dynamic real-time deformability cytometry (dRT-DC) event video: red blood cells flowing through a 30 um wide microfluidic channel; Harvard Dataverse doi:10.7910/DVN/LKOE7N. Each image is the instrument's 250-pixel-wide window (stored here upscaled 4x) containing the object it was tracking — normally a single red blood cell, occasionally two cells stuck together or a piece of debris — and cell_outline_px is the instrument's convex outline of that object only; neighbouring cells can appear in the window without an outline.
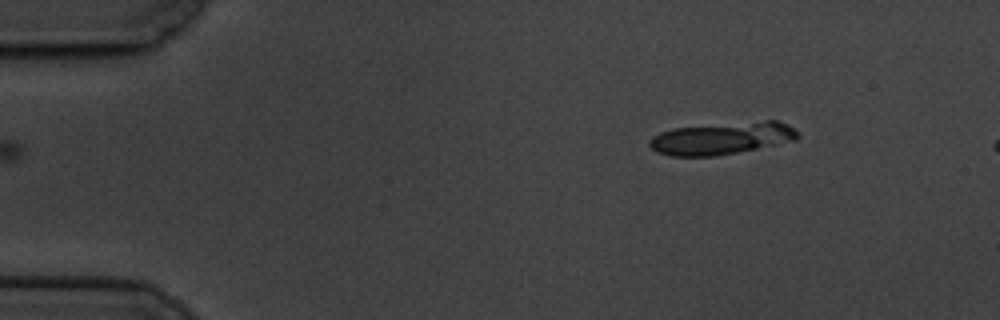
{"species": "common noctule bat (a hibernating species)", "species_latin": "Nyctalus noctula", "temperature_condition": "cold", "stored_images_in_passage": 2, "camera_frame_rate_fps": 3000, "um_per_image_px": 0.085, "animal": {"sex": "male", "body_mass_g": 19.5, "forearm_length_mm": 54.6}, "frame": {"image": 1, "passage_image": 2, "time_ms": 1.333, "image_size_px": [1000, 320], "cell_outline_px": [[800, 136], [796, 140], [736, 152], [712, 156], [672, 156], [656, 152], [648, 144], [648, 140], [652, 136], [660, 132], [672, 128], [768, 120], [780, 120], [788, 124]], "centroid_in_image_um": [61.33, 11.75], "position_along_channel_um": 23.7, "area_um2": 27.69}}